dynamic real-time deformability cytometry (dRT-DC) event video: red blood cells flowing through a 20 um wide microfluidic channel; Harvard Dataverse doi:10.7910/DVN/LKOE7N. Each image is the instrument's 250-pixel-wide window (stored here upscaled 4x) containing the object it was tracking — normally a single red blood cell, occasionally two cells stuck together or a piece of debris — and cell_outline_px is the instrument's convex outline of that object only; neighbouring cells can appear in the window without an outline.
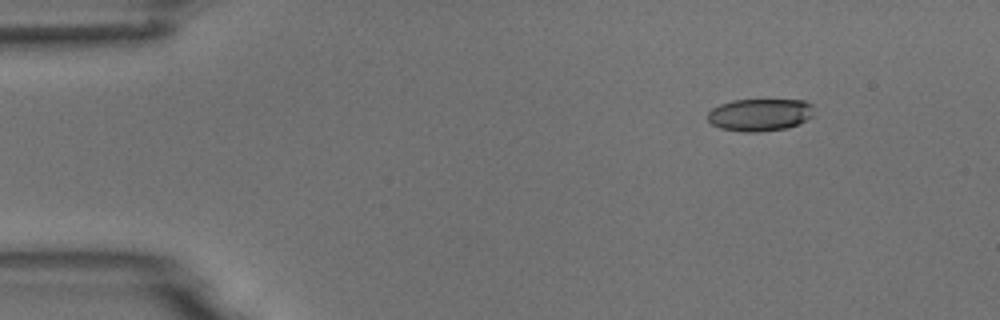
{"species": "common noctule bat (a hibernating species)", "species_latin": "Nyctalus noctula", "temperature_condition": "room temperature", "stored_images_in_passage": 2, "camera_frame_rate_fps": 3000, "um_per_image_px": 0.085, "animal": {"sex": "male", "body_mass_g": 18.8}, "frame": {"image": 1, "passage_image": 1, "time_ms": 0.0, "image_size_px": [1000, 320], "cell_outline_px": [[812, 116], [808, 120], [788, 128], [760, 132], [744, 132], [720, 128], [712, 124], [708, 120], [708, 112], [712, 108], [720, 104], [732, 100], [804, 100], [812, 104]], "centroid_in_image_um": [64.59, 9.76], "position_along_channel_um": 20.4, "area_um2": 20.17}}